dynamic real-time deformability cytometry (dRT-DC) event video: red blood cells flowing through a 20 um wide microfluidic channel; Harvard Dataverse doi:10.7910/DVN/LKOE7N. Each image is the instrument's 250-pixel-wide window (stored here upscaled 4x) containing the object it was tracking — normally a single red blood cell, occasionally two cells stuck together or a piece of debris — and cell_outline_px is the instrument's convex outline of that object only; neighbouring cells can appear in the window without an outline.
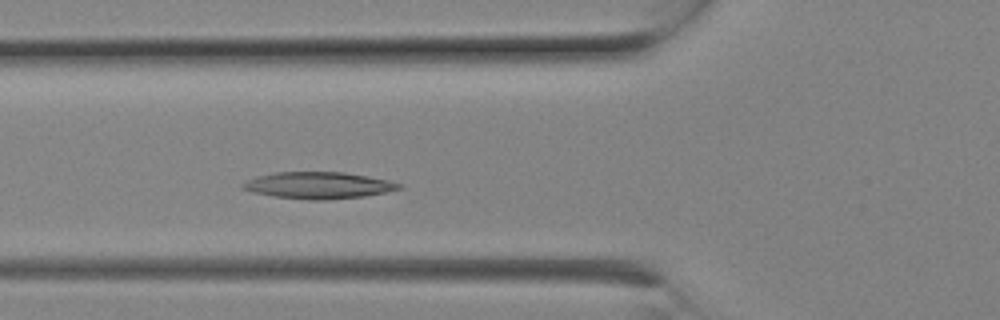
{"species": "Egyptian fruit bat (a non-hibernating species)", "species_latin": "Rousettus aegyptiacus", "temperature_condition": "room temperature", "stored_images_in_passage": 5, "camera_frame_rate_fps": 3000, "um_per_image_px": 0.085, "animal": {"sex": "female"}, "frame": {"image": 1, "passage_image": 5, "time_ms": 1.333, "image_size_px": [1000, 320], "cell_outline_px": [[404, 188], [364, 196], [324, 200], [308, 200], [272, 196], [252, 192], [240, 188], [240, 184], [256, 176], [272, 172], [344, 172], [368, 176], [388, 180], [404, 184]], "centroid_in_image_um": [27.04, 15.75], "position_along_channel_um": 98.8, "area_um2": 24.51}}